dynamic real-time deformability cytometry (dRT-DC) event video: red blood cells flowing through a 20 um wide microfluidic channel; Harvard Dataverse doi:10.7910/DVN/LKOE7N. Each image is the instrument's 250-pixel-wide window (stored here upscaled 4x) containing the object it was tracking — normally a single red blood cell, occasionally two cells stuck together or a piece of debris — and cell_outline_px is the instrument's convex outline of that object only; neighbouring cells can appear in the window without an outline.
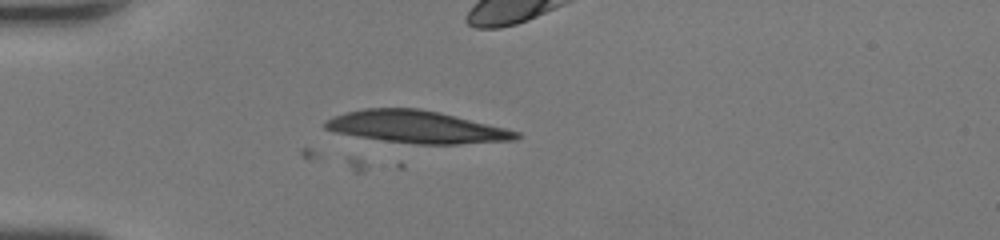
{"species": "human", "species_latin": "Homo sapiens", "temperature_condition": "room temperature", "stored_images_in_passage": 27, "camera_frame_rate_fps": 3000, "um_per_image_px": 0.085, "donor": {"sex": "female"}, "frame": {"image": 1, "passage_image": 1, "time_ms": 0.0, "image_size_px": [1000, 240], "cell_outline_px": [[524, 136], [516, 140], [460, 144], [416, 144], [384, 140], [332, 132], [324, 128], [324, 120], [332, 116], [344, 112], [364, 108], [420, 108], [440, 112], [520, 132]], "centroid_in_image_um": [35.39, 10.78], "position_along_channel_um": 49.6, "area_um2": 36.07}}
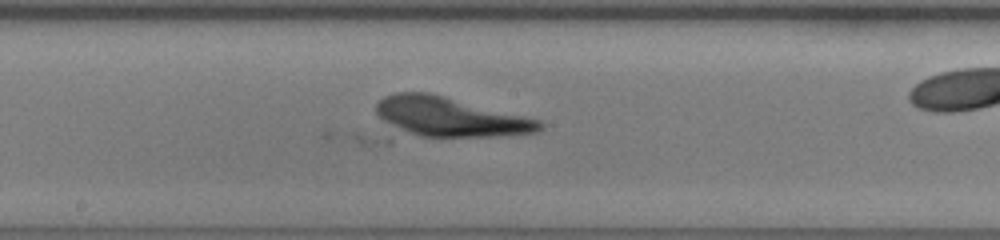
{"frame": {"image": 2, "passage_image": 14, "time_ms": 4.333, "image_size_px": [1000, 240], "cell_outline_px": [[544, 128], [540, 132], [492, 136], [420, 136], [396, 132], [376, 112], [376, 104], [384, 96], [396, 92], [428, 92], [540, 120], [544, 124]], "centroid_in_image_um": [38.21, 9.94], "position_along_channel_um": 210.0, "area_um2": 37.34}}
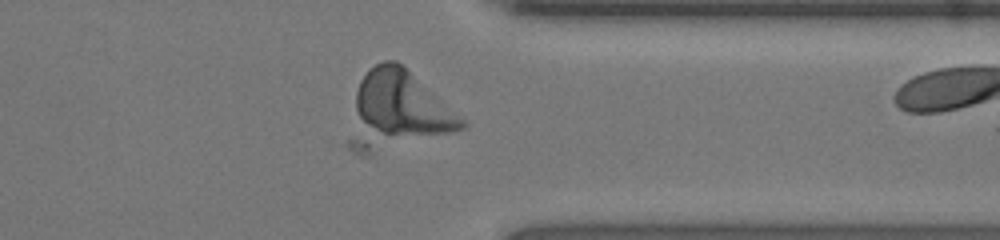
{"frame": {"image": 3, "passage_image": 26, "time_ms": 8.333, "image_size_px": [1000, 240], "cell_outline_px": [[468, 124], [464, 128], [448, 132], [384, 132], [368, 124], [360, 116], [356, 108], [356, 92], [360, 80], [376, 64], [384, 60], [396, 60], [464, 120]], "centroid_in_image_um": [34.2, 8.71], "position_along_channel_um": 377.2, "area_um2": 37.34}}